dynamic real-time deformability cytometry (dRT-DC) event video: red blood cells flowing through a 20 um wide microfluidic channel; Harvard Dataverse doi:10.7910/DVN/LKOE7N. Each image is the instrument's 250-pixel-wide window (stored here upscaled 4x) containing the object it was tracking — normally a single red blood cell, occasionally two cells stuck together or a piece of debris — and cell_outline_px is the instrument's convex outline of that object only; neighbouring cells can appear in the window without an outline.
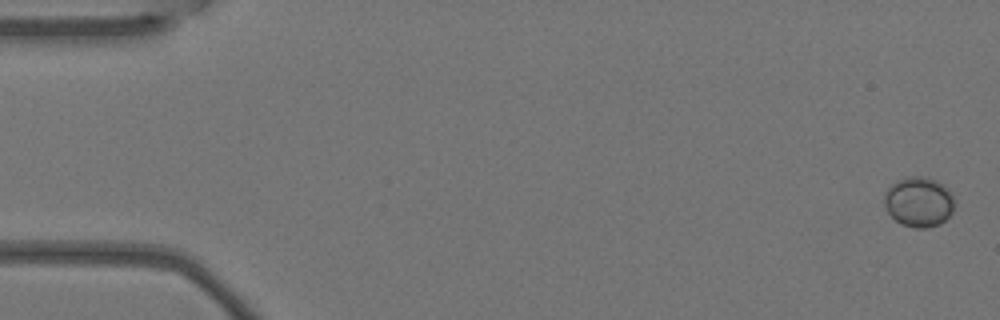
{"species": "Egyptian fruit bat (a non-hibernating species)", "species_latin": "Rousettus aegyptiacus", "temperature_condition": "warm", "stored_images_in_passage": 3, "camera_frame_rate_fps": 3000, "um_per_image_px": 0.085, "animal": {"sex": "female"}, "frame": {"image": 1, "passage_image": 1, "time_ms": 0.0, "image_size_px": [1000, 320], "cell_outline_px": [[956, 204], [952, 212], [940, 224], [928, 228], [916, 228], [900, 224], [884, 208], [884, 196], [888, 188], [892, 184], [908, 176], [924, 176], [936, 180], [944, 184], [948, 188]], "centroid_in_image_um": [78.11, 17.16], "position_along_channel_um": 6.9, "area_um2": 20.63}}